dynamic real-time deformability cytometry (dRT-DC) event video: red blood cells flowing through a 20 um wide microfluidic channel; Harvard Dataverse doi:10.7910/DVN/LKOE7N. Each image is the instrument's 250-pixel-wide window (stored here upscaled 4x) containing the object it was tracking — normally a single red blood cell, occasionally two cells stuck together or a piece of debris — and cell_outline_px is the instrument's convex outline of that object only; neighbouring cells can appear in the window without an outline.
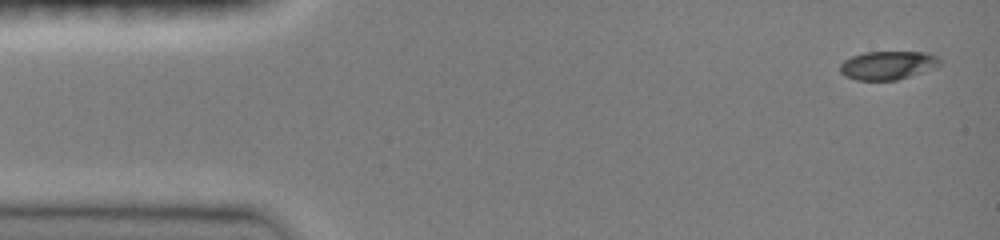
{"species": "common noctule bat (a hibernating species)", "species_latin": "Nyctalus noctula", "temperature_condition": "room temperature", "stored_images_in_passage": 16, "camera_frame_rate_fps": 3000, "um_per_image_px": 0.085, "animal": {"sex": "female", "body_mass_g": 19.0, "forearm_length_mm": 51.5}, "frame": {"image": 1, "passage_image": 1, "time_ms": 0.0, "image_size_px": [1000, 240], "cell_outline_px": [[944, 60], [936, 68], [896, 80], [856, 80], [844, 76], [840, 72], [840, 64], [844, 60], [852, 56], [864, 52], [924, 52], [936, 56]], "centroid_in_image_um": [75.47, 5.55], "position_along_channel_um": 9.5, "area_um2": 16.7}}
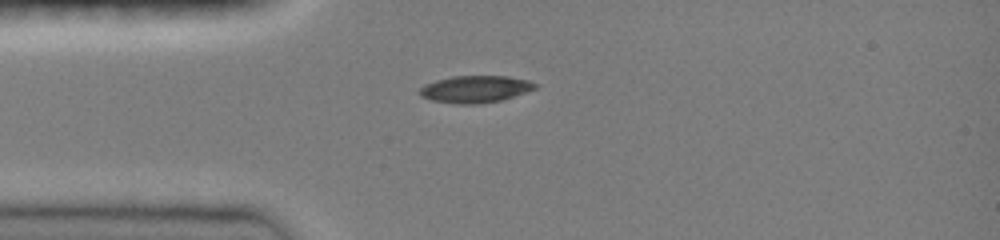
{"frame": {"image": 2, "passage_image": 10, "time_ms": 3.333, "image_size_px": [1000, 240], "cell_outline_px": [[540, 84], [536, 88], [504, 100], [476, 104], [456, 104], [432, 100], [420, 96], [420, 88], [424, 84], [436, 80], [452, 76], [508, 76], [528, 80]], "centroid_in_image_um": [40.42, 7.57], "position_along_channel_um": 44.6, "area_um2": 18.32}}
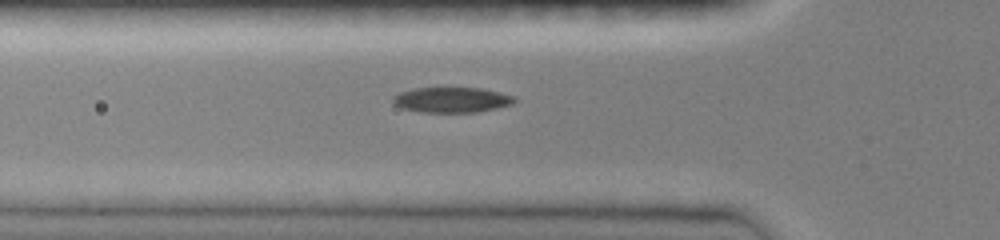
{"frame": {"image": 3, "passage_image": 14, "time_ms": 4.667, "image_size_px": [1000, 240], "cell_outline_px": [[516, 100], [512, 104], [496, 108], [476, 112], [420, 112], [400, 108], [392, 100], [392, 96], [400, 92], [412, 88], [480, 88], [500, 92], [516, 96]], "centroid_in_image_um": [38.39, 8.48], "position_along_channel_um": 87.4, "area_um2": 17.98}}